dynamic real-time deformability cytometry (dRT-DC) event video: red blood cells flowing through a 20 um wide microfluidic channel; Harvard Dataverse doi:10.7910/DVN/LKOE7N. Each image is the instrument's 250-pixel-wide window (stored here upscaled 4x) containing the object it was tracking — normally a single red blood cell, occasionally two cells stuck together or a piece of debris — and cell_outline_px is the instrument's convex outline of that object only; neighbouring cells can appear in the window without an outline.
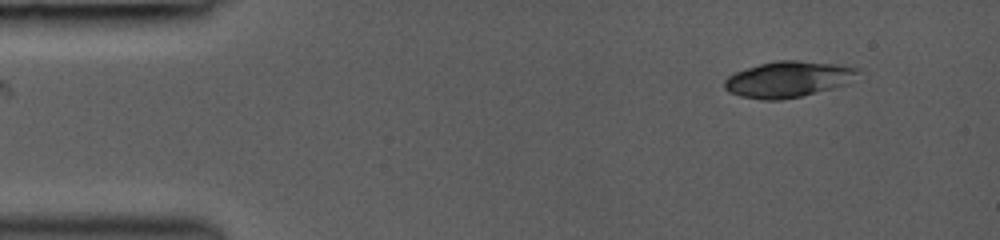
{"species": "common noctule bat (a hibernating species)", "species_latin": "Nyctalus noctula", "temperature_condition": "room temperature", "stored_images_in_passage": 10, "camera_frame_rate_fps": 3000, "um_per_image_px": 0.085, "animal": {"sex": "female", "body_mass_g": 19.0, "forearm_length_mm": 53.3}, "frame": {"image": 1, "passage_image": 1, "time_ms": 0.0, "image_size_px": [1000, 240], "cell_outline_px": [[860, 72], [848, 84], [800, 96], [780, 100], [764, 100], [740, 96], [728, 92], [724, 88], [724, 80], [728, 76], [736, 72], [760, 64], [776, 60], [796, 60], [836, 64], [860, 68]], "centroid_in_image_um": [67.0, 6.74], "position_along_channel_um": 18.0, "area_um2": 27.92}}